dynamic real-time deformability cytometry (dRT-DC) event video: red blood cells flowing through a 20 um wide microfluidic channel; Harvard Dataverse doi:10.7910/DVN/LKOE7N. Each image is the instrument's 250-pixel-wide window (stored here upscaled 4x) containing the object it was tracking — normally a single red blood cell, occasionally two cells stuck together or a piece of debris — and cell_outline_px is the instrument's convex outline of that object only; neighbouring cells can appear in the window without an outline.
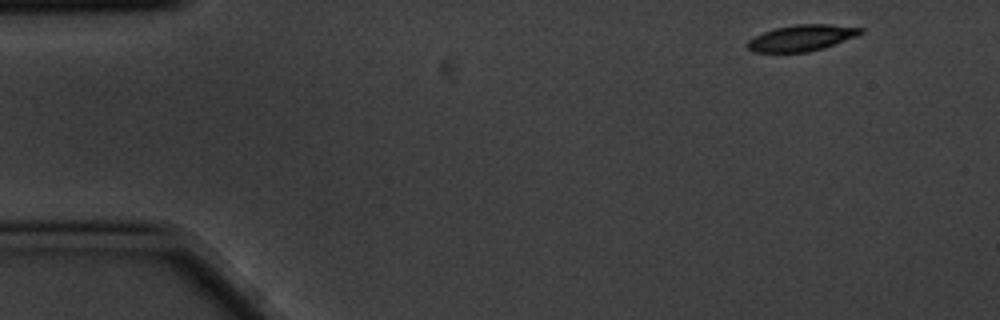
{"species": "common noctule bat (a hibernating species)", "species_latin": "Nyctalus noctula", "temperature_condition": "cold", "stored_images_in_passage": 4, "camera_frame_rate_fps": 3000, "um_per_image_px": 0.085, "animal": {"sex": "male", "body_mass_g": 20.1, "forearm_length_mm": 53.5}, "frame": {"image": 1, "passage_image": 1, "time_ms": 0.0, "image_size_px": [1000, 320], "cell_outline_px": [[864, 32], [856, 36], [824, 48], [808, 52], [752, 52], [744, 44], [748, 40], [764, 32], [776, 28], [796, 24], [828, 24], [864, 28]], "centroid_in_image_um": [68.13, 3.23], "position_along_channel_um": 16.9, "area_um2": 17.22}}
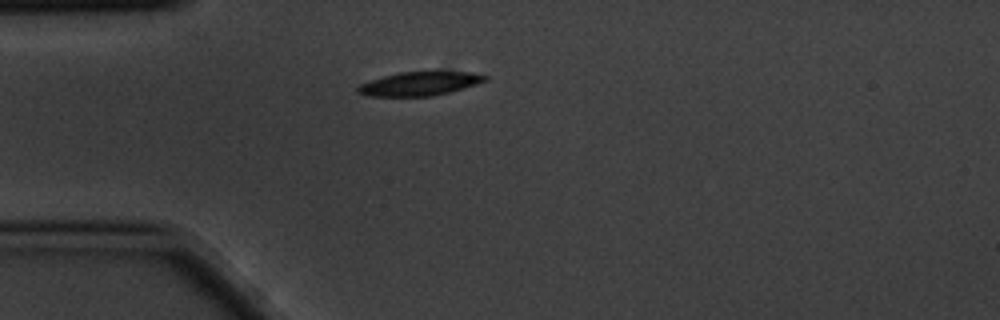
{"frame": {"image": 2, "passage_image": 4, "time_ms": 1.0, "image_size_px": [1000, 320], "cell_outline_px": [[488, 80], [452, 92], [432, 96], [368, 96], [356, 92], [356, 88], [360, 84], [368, 80], [400, 72], [432, 68], [472, 72], [488, 76]], "centroid_in_image_um": [35.73, 7.06], "position_along_channel_um": 49.3, "area_um2": 18.73}}